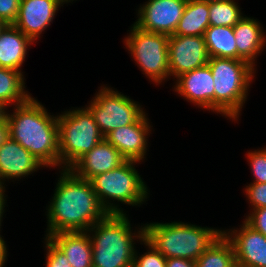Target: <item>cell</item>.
I'll list each match as a JSON object with an SVG mask.
<instances>
[{
	"label": "cell",
	"instance_id": "cell-29",
	"mask_svg": "<svg viewBox=\"0 0 266 267\" xmlns=\"http://www.w3.org/2000/svg\"><path fill=\"white\" fill-rule=\"evenodd\" d=\"M245 195L252 209L266 207V183H250L245 188Z\"/></svg>",
	"mask_w": 266,
	"mask_h": 267
},
{
	"label": "cell",
	"instance_id": "cell-38",
	"mask_svg": "<svg viewBox=\"0 0 266 267\" xmlns=\"http://www.w3.org/2000/svg\"><path fill=\"white\" fill-rule=\"evenodd\" d=\"M199 1L212 2V1H221V0H199Z\"/></svg>",
	"mask_w": 266,
	"mask_h": 267
},
{
	"label": "cell",
	"instance_id": "cell-12",
	"mask_svg": "<svg viewBox=\"0 0 266 267\" xmlns=\"http://www.w3.org/2000/svg\"><path fill=\"white\" fill-rule=\"evenodd\" d=\"M231 241L238 267H266V237L245 221L240 229L223 230Z\"/></svg>",
	"mask_w": 266,
	"mask_h": 267
},
{
	"label": "cell",
	"instance_id": "cell-35",
	"mask_svg": "<svg viewBox=\"0 0 266 267\" xmlns=\"http://www.w3.org/2000/svg\"><path fill=\"white\" fill-rule=\"evenodd\" d=\"M3 236L0 235V267H4L7 259V246L6 242L2 238Z\"/></svg>",
	"mask_w": 266,
	"mask_h": 267
},
{
	"label": "cell",
	"instance_id": "cell-10",
	"mask_svg": "<svg viewBox=\"0 0 266 267\" xmlns=\"http://www.w3.org/2000/svg\"><path fill=\"white\" fill-rule=\"evenodd\" d=\"M187 0H148L138 8L134 24L141 30L174 35Z\"/></svg>",
	"mask_w": 266,
	"mask_h": 267
},
{
	"label": "cell",
	"instance_id": "cell-26",
	"mask_svg": "<svg viewBox=\"0 0 266 267\" xmlns=\"http://www.w3.org/2000/svg\"><path fill=\"white\" fill-rule=\"evenodd\" d=\"M147 246L148 251L144 254H138L135 250L133 267H166V258L145 238L141 241V244Z\"/></svg>",
	"mask_w": 266,
	"mask_h": 267
},
{
	"label": "cell",
	"instance_id": "cell-6",
	"mask_svg": "<svg viewBox=\"0 0 266 267\" xmlns=\"http://www.w3.org/2000/svg\"><path fill=\"white\" fill-rule=\"evenodd\" d=\"M138 163L140 162L125 160L118 167L95 175L89 180L101 204L109 214H125L122 207L119 208L118 202L140 206L147 201L149 194L147 185L135 168V164ZM112 200L113 203H111Z\"/></svg>",
	"mask_w": 266,
	"mask_h": 267
},
{
	"label": "cell",
	"instance_id": "cell-4",
	"mask_svg": "<svg viewBox=\"0 0 266 267\" xmlns=\"http://www.w3.org/2000/svg\"><path fill=\"white\" fill-rule=\"evenodd\" d=\"M222 232L220 229L175 221L144 224V238L166 259L196 261Z\"/></svg>",
	"mask_w": 266,
	"mask_h": 267
},
{
	"label": "cell",
	"instance_id": "cell-17",
	"mask_svg": "<svg viewBox=\"0 0 266 267\" xmlns=\"http://www.w3.org/2000/svg\"><path fill=\"white\" fill-rule=\"evenodd\" d=\"M126 159L109 142L103 139L91 151L85 153L69 169L79 178L90 180L95 175L108 172Z\"/></svg>",
	"mask_w": 266,
	"mask_h": 267
},
{
	"label": "cell",
	"instance_id": "cell-5",
	"mask_svg": "<svg viewBox=\"0 0 266 267\" xmlns=\"http://www.w3.org/2000/svg\"><path fill=\"white\" fill-rule=\"evenodd\" d=\"M208 65L214 79L215 112L237 121L256 67L245 60L219 57L209 58Z\"/></svg>",
	"mask_w": 266,
	"mask_h": 267
},
{
	"label": "cell",
	"instance_id": "cell-36",
	"mask_svg": "<svg viewBox=\"0 0 266 267\" xmlns=\"http://www.w3.org/2000/svg\"><path fill=\"white\" fill-rule=\"evenodd\" d=\"M3 102L0 101V122H3L7 119V108Z\"/></svg>",
	"mask_w": 266,
	"mask_h": 267
},
{
	"label": "cell",
	"instance_id": "cell-8",
	"mask_svg": "<svg viewBox=\"0 0 266 267\" xmlns=\"http://www.w3.org/2000/svg\"><path fill=\"white\" fill-rule=\"evenodd\" d=\"M129 31L124 44L130 51L132 59L134 58L143 74L156 85L165 82L170 77L169 36L141 30L135 24H132Z\"/></svg>",
	"mask_w": 266,
	"mask_h": 267
},
{
	"label": "cell",
	"instance_id": "cell-9",
	"mask_svg": "<svg viewBox=\"0 0 266 267\" xmlns=\"http://www.w3.org/2000/svg\"><path fill=\"white\" fill-rule=\"evenodd\" d=\"M137 103L117 90L102 86L86 107L105 136L114 129L135 123L146 113Z\"/></svg>",
	"mask_w": 266,
	"mask_h": 267
},
{
	"label": "cell",
	"instance_id": "cell-3",
	"mask_svg": "<svg viewBox=\"0 0 266 267\" xmlns=\"http://www.w3.org/2000/svg\"><path fill=\"white\" fill-rule=\"evenodd\" d=\"M131 228L126 213L109 214L87 231L92 242L93 267H133L135 240L144 239V225L134 233Z\"/></svg>",
	"mask_w": 266,
	"mask_h": 267
},
{
	"label": "cell",
	"instance_id": "cell-28",
	"mask_svg": "<svg viewBox=\"0 0 266 267\" xmlns=\"http://www.w3.org/2000/svg\"><path fill=\"white\" fill-rule=\"evenodd\" d=\"M44 238L47 249L45 267H72L65 253L49 237Z\"/></svg>",
	"mask_w": 266,
	"mask_h": 267
},
{
	"label": "cell",
	"instance_id": "cell-1",
	"mask_svg": "<svg viewBox=\"0 0 266 267\" xmlns=\"http://www.w3.org/2000/svg\"><path fill=\"white\" fill-rule=\"evenodd\" d=\"M47 208L46 237L59 232L88 231L109 213L101 204L89 180L62 169Z\"/></svg>",
	"mask_w": 266,
	"mask_h": 267
},
{
	"label": "cell",
	"instance_id": "cell-25",
	"mask_svg": "<svg viewBox=\"0 0 266 267\" xmlns=\"http://www.w3.org/2000/svg\"><path fill=\"white\" fill-rule=\"evenodd\" d=\"M240 9L234 0L209 2L210 26L234 27L244 16Z\"/></svg>",
	"mask_w": 266,
	"mask_h": 267
},
{
	"label": "cell",
	"instance_id": "cell-27",
	"mask_svg": "<svg viewBox=\"0 0 266 267\" xmlns=\"http://www.w3.org/2000/svg\"><path fill=\"white\" fill-rule=\"evenodd\" d=\"M247 158L254 176L252 183H266V148L249 151Z\"/></svg>",
	"mask_w": 266,
	"mask_h": 267
},
{
	"label": "cell",
	"instance_id": "cell-15",
	"mask_svg": "<svg viewBox=\"0 0 266 267\" xmlns=\"http://www.w3.org/2000/svg\"><path fill=\"white\" fill-rule=\"evenodd\" d=\"M151 125L146 113L135 123L110 131L104 139L111 143L126 160L141 162L145 158Z\"/></svg>",
	"mask_w": 266,
	"mask_h": 267
},
{
	"label": "cell",
	"instance_id": "cell-34",
	"mask_svg": "<svg viewBox=\"0 0 266 267\" xmlns=\"http://www.w3.org/2000/svg\"><path fill=\"white\" fill-rule=\"evenodd\" d=\"M9 137V125L7 119L3 122H0V147Z\"/></svg>",
	"mask_w": 266,
	"mask_h": 267
},
{
	"label": "cell",
	"instance_id": "cell-20",
	"mask_svg": "<svg viewBox=\"0 0 266 267\" xmlns=\"http://www.w3.org/2000/svg\"><path fill=\"white\" fill-rule=\"evenodd\" d=\"M49 238L65 253L72 267H93L92 242L87 231L59 232Z\"/></svg>",
	"mask_w": 266,
	"mask_h": 267
},
{
	"label": "cell",
	"instance_id": "cell-24",
	"mask_svg": "<svg viewBox=\"0 0 266 267\" xmlns=\"http://www.w3.org/2000/svg\"><path fill=\"white\" fill-rule=\"evenodd\" d=\"M195 267H238L233 245L223 232L195 261Z\"/></svg>",
	"mask_w": 266,
	"mask_h": 267
},
{
	"label": "cell",
	"instance_id": "cell-39",
	"mask_svg": "<svg viewBox=\"0 0 266 267\" xmlns=\"http://www.w3.org/2000/svg\"><path fill=\"white\" fill-rule=\"evenodd\" d=\"M65 1V3L67 4L68 2H73L74 0H64Z\"/></svg>",
	"mask_w": 266,
	"mask_h": 267
},
{
	"label": "cell",
	"instance_id": "cell-30",
	"mask_svg": "<svg viewBox=\"0 0 266 267\" xmlns=\"http://www.w3.org/2000/svg\"><path fill=\"white\" fill-rule=\"evenodd\" d=\"M21 0H0V20L6 25H13L19 14Z\"/></svg>",
	"mask_w": 266,
	"mask_h": 267
},
{
	"label": "cell",
	"instance_id": "cell-31",
	"mask_svg": "<svg viewBox=\"0 0 266 267\" xmlns=\"http://www.w3.org/2000/svg\"><path fill=\"white\" fill-rule=\"evenodd\" d=\"M244 221L266 237V207L253 209Z\"/></svg>",
	"mask_w": 266,
	"mask_h": 267
},
{
	"label": "cell",
	"instance_id": "cell-22",
	"mask_svg": "<svg viewBox=\"0 0 266 267\" xmlns=\"http://www.w3.org/2000/svg\"><path fill=\"white\" fill-rule=\"evenodd\" d=\"M203 37L209 58L237 59V47L233 27L209 26Z\"/></svg>",
	"mask_w": 266,
	"mask_h": 267
},
{
	"label": "cell",
	"instance_id": "cell-11",
	"mask_svg": "<svg viewBox=\"0 0 266 267\" xmlns=\"http://www.w3.org/2000/svg\"><path fill=\"white\" fill-rule=\"evenodd\" d=\"M169 72L174 78L208 64L203 36L171 35L168 41Z\"/></svg>",
	"mask_w": 266,
	"mask_h": 267
},
{
	"label": "cell",
	"instance_id": "cell-16",
	"mask_svg": "<svg viewBox=\"0 0 266 267\" xmlns=\"http://www.w3.org/2000/svg\"><path fill=\"white\" fill-rule=\"evenodd\" d=\"M45 166L10 136L0 147V182L21 179ZM39 168V169H38Z\"/></svg>",
	"mask_w": 266,
	"mask_h": 267
},
{
	"label": "cell",
	"instance_id": "cell-2",
	"mask_svg": "<svg viewBox=\"0 0 266 267\" xmlns=\"http://www.w3.org/2000/svg\"><path fill=\"white\" fill-rule=\"evenodd\" d=\"M57 116L31 97L15 105L13 114L7 111L9 136L33 154L45 167H59V137Z\"/></svg>",
	"mask_w": 266,
	"mask_h": 267
},
{
	"label": "cell",
	"instance_id": "cell-23",
	"mask_svg": "<svg viewBox=\"0 0 266 267\" xmlns=\"http://www.w3.org/2000/svg\"><path fill=\"white\" fill-rule=\"evenodd\" d=\"M22 71L0 67V101L6 106L21 105L32 96L25 90Z\"/></svg>",
	"mask_w": 266,
	"mask_h": 267
},
{
	"label": "cell",
	"instance_id": "cell-37",
	"mask_svg": "<svg viewBox=\"0 0 266 267\" xmlns=\"http://www.w3.org/2000/svg\"><path fill=\"white\" fill-rule=\"evenodd\" d=\"M6 26L5 23H3L1 20H0V32L2 31V29Z\"/></svg>",
	"mask_w": 266,
	"mask_h": 267
},
{
	"label": "cell",
	"instance_id": "cell-21",
	"mask_svg": "<svg viewBox=\"0 0 266 267\" xmlns=\"http://www.w3.org/2000/svg\"><path fill=\"white\" fill-rule=\"evenodd\" d=\"M209 26V2L187 0L174 35L203 36Z\"/></svg>",
	"mask_w": 266,
	"mask_h": 267
},
{
	"label": "cell",
	"instance_id": "cell-18",
	"mask_svg": "<svg viewBox=\"0 0 266 267\" xmlns=\"http://www.w3.org/2000/svg\"><path fill=\"white\" fill-rule=\"evenodd\" d=\"M260 22L254 18L243 16L233 27L237 60H245L255 67L257 56L262 53L266 45V36Z\"/></svg>",
	"mask_w": 266,
	"mask_h": 267
},
{
	"label": "cell",
	"instance_id": "cell-13",
	"mask_svg": "<svg viewBox=\"0 0 266 267\" xmlns=\"http://www.w3.org/2000/svg\"><path fill=\"white\" fill-rule=\"evenodd\" d=\"M174 80V91L181 97L209 112H215L214 79L208 64L183 73Z\"/></svg>",
	"mask_w": 266,
	"mask_h": 267
},
{
	"label": "cell",
	"instance_id": "cell-33",
	"mask_svg": "<svg viewBox=\"0 0 266 267\" xmlns=\"http://www.w3.org/2000/svg\"><path fill=\"white\" fill-rule=\"evenodd\" d=\"M4 185V183H1L0 182V231H1V224H2V221H3V219H2V217H3V214L5 213L4 211H5V200H6V196L7 195H5V193L4 192H6L5 191V185Z\"/></svg>",
	"mask_w": 266,
	"mask_h": 267
},
{
	"label": "cell",
	"instance_id": "cell-19",
	"mask_svg": "<svg viewBox=\"0 0 266 267\" xmlns=\"http://www.w3.org/2000/svg\"><path fill=\"white\" fill-rule=\"evenodd\" d=\"M33 43L14 25H6L0 32V67L21 71L27 50Z\"/></svg>",
	"mask_w": 266,
	"mask_h": 267
},
{
	"label": "cell",
	"instance_id": "cell-32",
	"mask_svg": "<svg viewBox=\"0 0 266 267\" xmlns=\"http://www.w3.org/2000/svg\"><path fill=\"white\" fill-rule=\"evenodd\" d=\"M166 267H195V261L185 258H168Z\"/></svg>",
	"mask_w": 266,
	"mask_h": 267
},
{
	"label": "cell",
	"instance_id": "cell-7",
	"mask_svg": "<svg viewBox=\"0 0 266 267\" xmlns=\"http://www.w3.org/2000/svg\"><path fill=\"white\" fill-rule=\"evenodd\" d=\"M62 113L57 117L59 166L61 169H69L85 153L101 142L104 136L87 107L73 108Z\"/></svg>",
	"mask_w": 266,
	"mask_h": 267
},
{
	"label": "cell",
	"instance_id": "cell-14",
	"mask_svg": "<svg viewBox=\"0 0 266 267\" xmlns=\"http://www.w3.org/2000/svg\"><path fill=\"white\" fill-rule=\"evenodd\" d=\"M64 0H21L18 17L13 24L33 42L51 25Z\"/></svg>",
	"mask_w": 266,
	"mask_h": 267
}]
</instances>
